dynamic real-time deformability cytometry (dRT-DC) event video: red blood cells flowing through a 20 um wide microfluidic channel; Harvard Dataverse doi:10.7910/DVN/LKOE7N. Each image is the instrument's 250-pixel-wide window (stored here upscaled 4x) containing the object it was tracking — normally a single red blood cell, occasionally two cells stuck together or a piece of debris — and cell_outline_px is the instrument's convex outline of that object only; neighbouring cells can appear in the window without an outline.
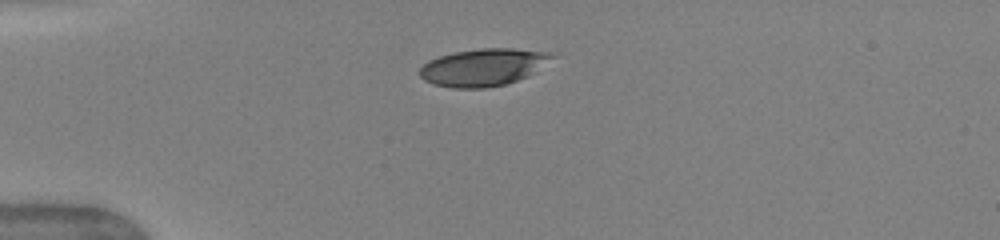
{"species": "human", "species_latin": "Homo sapiens", "temperature_condition": "warm", "stored_images_in_passage": 38, "camera_frame_rate_fps": 3000, "um_per_image_px": 0.085, "donor": {"sex": "female"}, "frame": {"image": 1, "passage_image": 1, "time_ms": 0.0, "image_size_px": [1000, 240], "cell_outline_px": [[556, 56], [528, 76], [504, 84], [484, 88], [452, 88], [432, 84], [424, 80], [420, 76], [420, 68], [428, 60], [440, 56], [456, 52], [480, 48], [512, 48], [552, 52]], "centroid_in_image_um": [41.07, 5.71], "position_along_channel_um": 43.9, "area_um2": 28.67}}
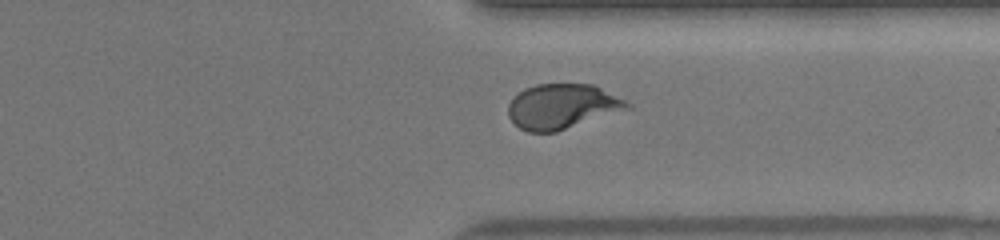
{"frame": {"image": 2, "passage_image": 27, "time_ms": 8.667, "image_size_px": [1000, 240], "cell_outline_px": [[632, 108], [556, 132], [528, 132], [520, 128], [508, 116], [508, 104], [524, 88], [536, 84], [592, 84], [628, 100], [632, 104]], "centroid_in_image_um": [47.83, 9.04], "position_along_channel_um": 363.6, "area_um2": 31.27}}
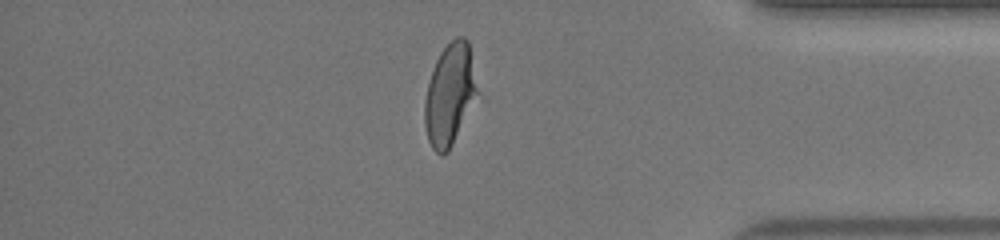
{"frame": {"image": 3, "passage_image": 31, "time_ms": 10.0, "image_size_px": [1000, 240], "cell_outline_px": [[480, 92], [448, 152], [436, 152], [432, 148], [428, 140], [424, 124], [424, 104], [428, 84], [436, 60], [440, 52], [456, 36], [464, 36], [468, 40]], "centroid_in_image_um": [38.25, 8.0], "position_along_channel_um": 396.9, "area_um2": 31.21}, "authors_computed_cell_mechanics": {"area_um2": 30.9519, "velocity_mm_per_s": 4.0406, "shape_relaxation_time_tau1_ms": 4.6181, "shape_relaxation_time_tau2_ms": null, "deformation_change_tau1": 0.1971, "deformation_change_tau2": null}}